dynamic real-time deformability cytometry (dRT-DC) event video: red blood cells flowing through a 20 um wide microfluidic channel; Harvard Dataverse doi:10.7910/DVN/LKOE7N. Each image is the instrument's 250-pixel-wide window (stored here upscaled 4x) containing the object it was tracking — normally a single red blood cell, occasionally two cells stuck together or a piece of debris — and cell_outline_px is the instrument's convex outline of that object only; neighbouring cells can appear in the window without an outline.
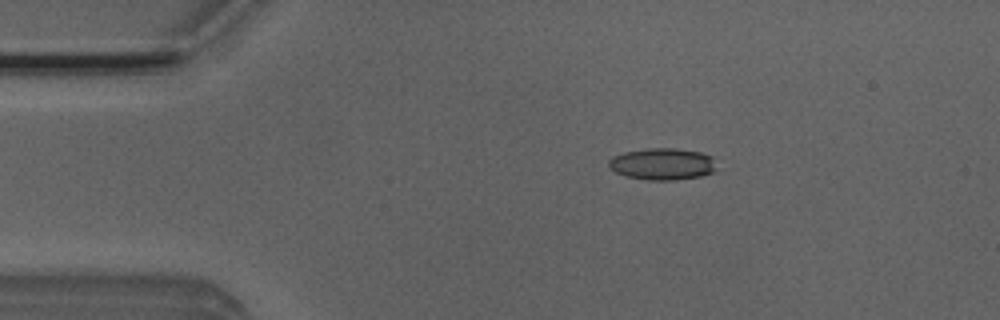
{"species": "Egyptian fruit bat (a non-hibernating species)", "species_latin": "Rousettus aegyptiacus", "temperature_condition": "room temperature", "stored_images_in_passage": 51, "camera_frame_rate_fps": 3000, "um_per_image_px": 0.085, "animal": {"sex": "male"}, "frame": {"image": 1, "passage_image": 9, "time_ms": 2.667, "image_size_px": [1000, 320], "cell_outline_px": [[716, 172], [700, 176], [676, 180], [648, 180], [624, 176], [616, 172], [608, 164], [608, 160], [612, 156], [624, 152], [648, 148], [676, 148], [700, 152], [712, 156], [716, 168]], "centroid_in_image_um": [56.32, 13.94], "position_along_channel_um": 28.7, "area_um2": 20.11}}
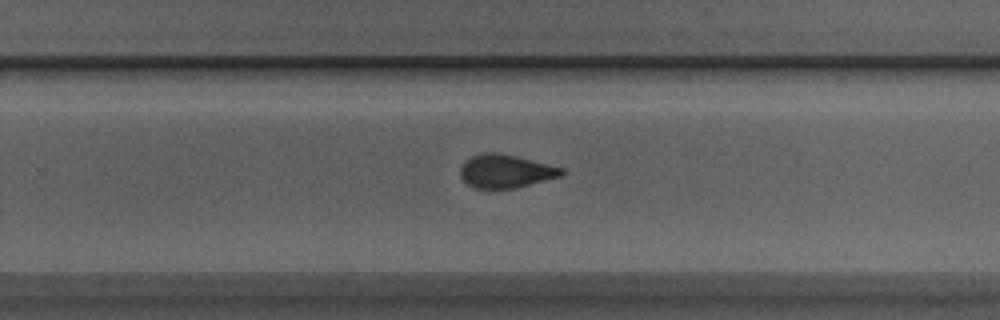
{"frame": {"image": 2, "passage_image": 32, "time_ms": 10.333, "image_size_px": [1000, 320], "cell_outline_px": [[564, 172], [560, 176], [516, 188], [476, 188], [468, 184], [460, 176], [460, 168], [472, 156], [484, 152], [496, 152], [516, 156], [564, 168]], "centroid_in_image_um": [42.98, 14.55], "position_along_channel_um": 286.8, "area_um2": 19.36}}
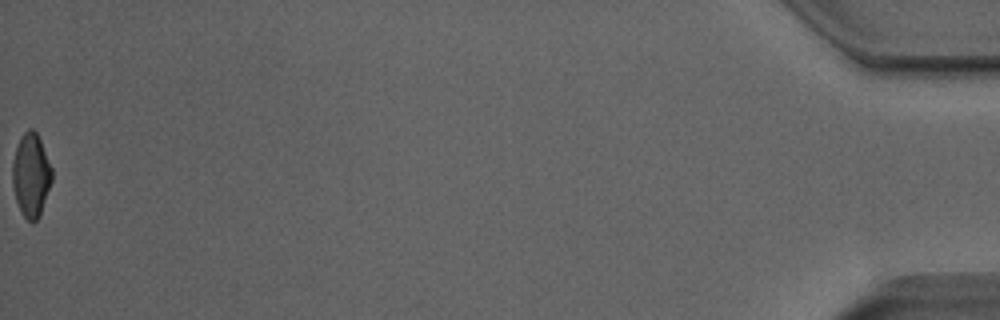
{"frame": {"image": 3, "passage_image": 51, "time_ms": 16.667, "image_size_px": [1000, 320], "cell_outline_px": [[52, 180], [40, 216], [32, 224], [20, 212], [16, 200], [12, 184], [12, 164], [16, 148], [20, 136], [28, 128], [32, 128], [36, 132], [40, 140], [52, 168]], "centroid_in_image_um": [2.63, 14.9], "position_along_channel_um": 432.6, "area_um2": 19.31}, "authors_computed_cell_mechanics": {"area_um2": 20.23, "velocity_mm_per_s": 4.025, "shape_relaxation_time_tau1_ms": 4.7375, "shape_relaxation_time_tau2_ms": 1.7044, "deformation_change_tau1": 0.135, "deformation_change_tau2": 0.0898}}